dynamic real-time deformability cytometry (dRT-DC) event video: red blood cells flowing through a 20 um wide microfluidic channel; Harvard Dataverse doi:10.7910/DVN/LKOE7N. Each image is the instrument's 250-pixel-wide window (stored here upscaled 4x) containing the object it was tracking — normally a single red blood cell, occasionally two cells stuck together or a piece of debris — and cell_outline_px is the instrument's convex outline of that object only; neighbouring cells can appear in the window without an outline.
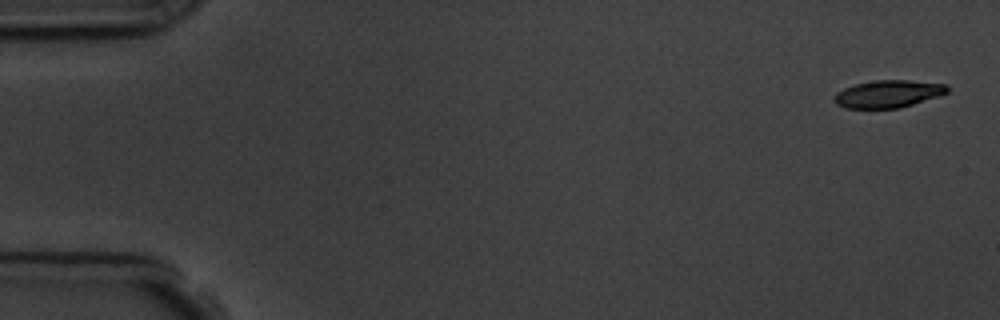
{"species": "common noctule bat (a hibernating species)", "species_latin": "Nyctalus noctula", "temperature_condition": "room temperature", "stored_images_in_passage": 5, "camera_frame_rate_fps": 3000, "um_per_image_px": 0.085, "animal": {"sex": "male", "body_mass_g": 19.5, "forearm_length_mm": 54.6}, "frame": {"image": 1, "passage_image": 1, "time_ms": 0.0, "image_size_px": [1000, 320], "cell_outline_px": [[948, 92], [940, 96], [900, 108], [844, 108], [836, 104], [832, 100], [836, 92], [844, 88], [856, 84], [876, 80], [908, 80], [944, 84], [948, 88]], "centroid_in_image_um": [75.47, 7.99], "position_along_channel_um": 9.5, "area_um2": 18.09}}
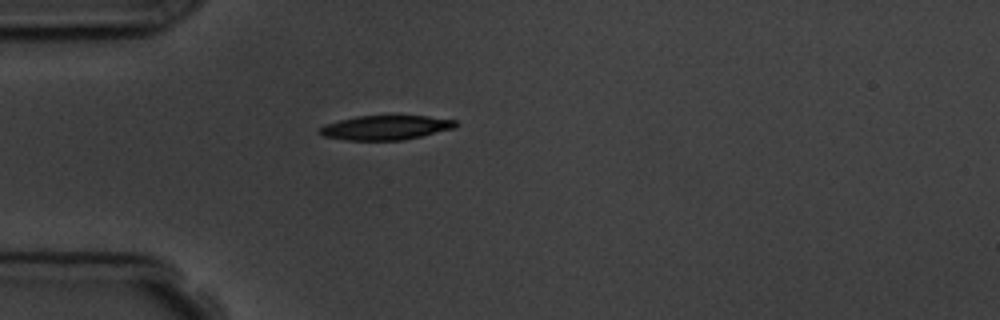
{"frame": {"image": 2, "passage_image": 5, "time_ms": 4.667, "image_size_px": [1000, 320], "cell_outline_px": [[460, 124], [452, 128], [404, 140], [344, 140], [324, 136], [320, 132], [320, 128], [324, 124], [356, 116], [428, 116], [456, 120]], "centroid_in_image_um": [32.78, 10.84], "position_along_channel_um": 52.2, "area_um2": 19.13}}